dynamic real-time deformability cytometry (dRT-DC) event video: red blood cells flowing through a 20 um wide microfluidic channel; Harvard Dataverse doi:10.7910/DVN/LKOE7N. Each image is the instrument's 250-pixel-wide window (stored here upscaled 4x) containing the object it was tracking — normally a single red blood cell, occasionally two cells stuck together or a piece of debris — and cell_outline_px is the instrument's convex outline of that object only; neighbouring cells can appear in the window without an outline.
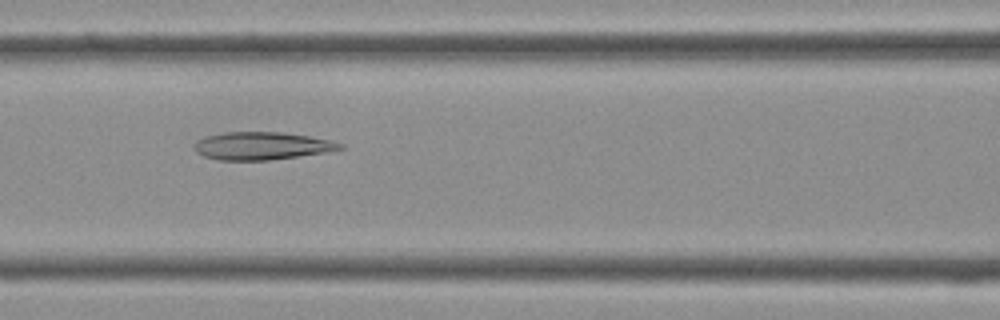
{"species": "Egyptian fruit bat (a non-hibernating species)", "species_latin": "Rousettus aegyptiacus", "temperature_condition": "cold", "stored_images_in_passage": 28, "camera_frame_rate_fps": 3000, "um_per_image_px": 0.085, "frame": {"image": 1, "passage_image": 10, "time_ms": 3.0, "image_size_px": [1000, 320], "cell_outline_px": [[348, 148], [324, 152], [268, 160], [220, 160], [204, 156], [196, 152], [192, 148], [192, 144], [196, 140], [208, 136], [224, 132], [280, 132], [308, 136], [332, 140], [344, 144]], "centroid_in_image_um": [22.24, 12.39], "position_along_channel_um": 144.4, "area_um2": 23.58}}
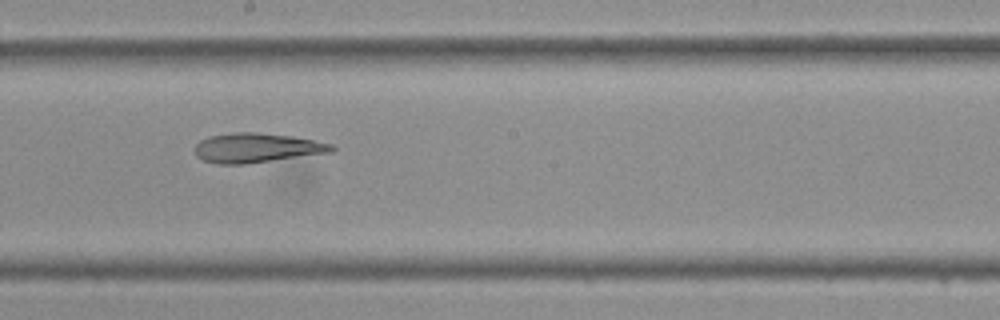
{"frame": {"image": 2, "passage_image": 15, "time_ms": 4.667, "image_size_px": [1000, 320], "cell_outline_px": [[336, 148], [332, 152], [244, 164], [216, 164], [204, 160], [196, 156], [196, 144], [200, 140], [212, 136], [236, 132], [256, 132], [292, 136], [332, 144]], "centroid_in_image_um": [21.82, 12.57], "position_along_channel_um": 226.4, "area_um2": 23.24}}
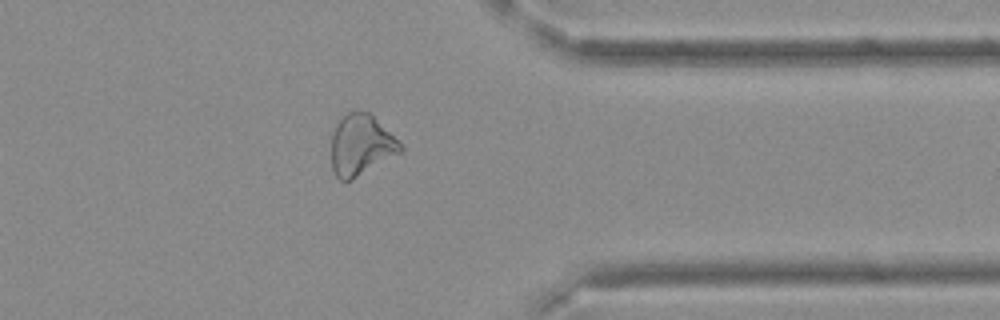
{"frame": {"image": 3, "passage_image": 25, "time_ms": 8.0, "image_size_px": [1000, 320], "cell_outline_px": [[404, 148], [400, 152], [352, 180], [340, 180], [332, 172], [332, 132], [336, 124], [348, 112], [368, 112]], "centroid_in_image_um": [30.63, 12.36], "position_along_channel_um": 380.8, "area_um2": 23.76}}